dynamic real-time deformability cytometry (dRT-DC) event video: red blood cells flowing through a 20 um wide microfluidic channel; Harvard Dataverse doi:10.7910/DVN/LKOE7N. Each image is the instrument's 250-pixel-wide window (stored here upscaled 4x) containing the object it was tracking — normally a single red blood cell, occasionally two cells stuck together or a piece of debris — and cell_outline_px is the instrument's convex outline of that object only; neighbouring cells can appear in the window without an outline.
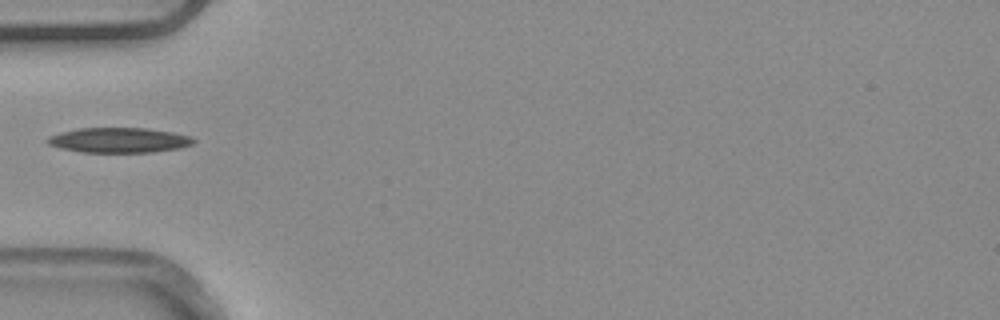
{"species": "common noctule bat (a hibernating species)", "species_latin": "Nyctalus noctula", "temperature_condition": "warm", "stored_images_in_passage": 12, "camera_frame_rate_fps": 3000, "um_per_image_px": 0.085, "animal": {"sex": "male", "body_mass_g": 20.4}, "frame": {"image": 1, "passage_image": 1, "time_ms": 0.0, "image_size_px": [1000, 320], "cell_outline_px": [[196, 140], [192, 144], [180, 148], [152, 152], [80, 152], [60, 148], [48, 144], [44, 140], [48, 136], [60, 132], [80, 128], [148, 128], [172, 132], [192, 136]], "centroid_in_image_um": [10.1, 11.91], "position_along_channel_um": 74.9, "area_um2": 21.44}}